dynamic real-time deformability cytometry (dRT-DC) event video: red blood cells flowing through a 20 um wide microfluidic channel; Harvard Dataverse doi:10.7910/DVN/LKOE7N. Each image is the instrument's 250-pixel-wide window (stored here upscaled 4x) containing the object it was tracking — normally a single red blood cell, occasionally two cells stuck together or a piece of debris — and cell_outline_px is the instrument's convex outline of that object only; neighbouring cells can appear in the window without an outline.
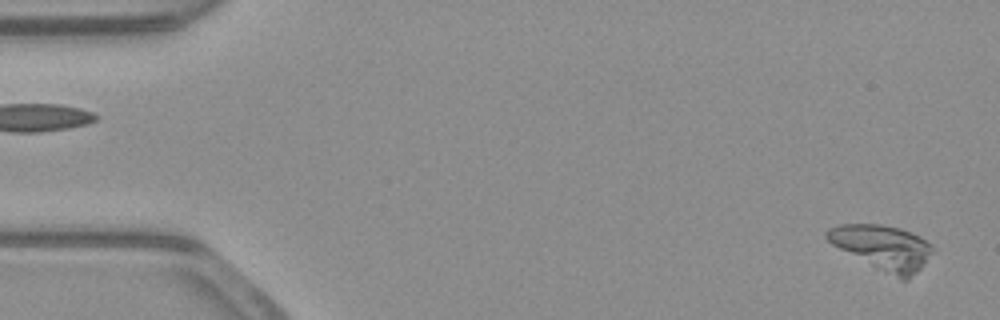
{"species": "common noctule bat (a hibernating species)", "species_latin": "Nyctalus noctula", "temperature_condition": "warm", "stored_images_in_passage": 42, "segment_of_instrument_passage": [1, 2], "camera_frame_rate_fps": 3000, "um_per_image_px": 0.085, "animal": {"sex": "male", "body_mass_g": 23.1, "forearm_length_mm": 52.7}, "frame": {"image": 1, "passage_image": 2, "time_ms": 0.333, "image_size_px": [1000, 320], "cell_outline_px": [[932, 252], [920, 268], [908, 280], [900, 280], [876, 268], [832, 244], [824, 236], [824, 232], [828, 228], [840, 224], [880, 224], [900, 228], [912, 232], [920, 236], [932, 244]], "centroid_in_image_um": [75.02, 21.02], "position_along_channel_um": 10.0, "area_um2": 27.34}}